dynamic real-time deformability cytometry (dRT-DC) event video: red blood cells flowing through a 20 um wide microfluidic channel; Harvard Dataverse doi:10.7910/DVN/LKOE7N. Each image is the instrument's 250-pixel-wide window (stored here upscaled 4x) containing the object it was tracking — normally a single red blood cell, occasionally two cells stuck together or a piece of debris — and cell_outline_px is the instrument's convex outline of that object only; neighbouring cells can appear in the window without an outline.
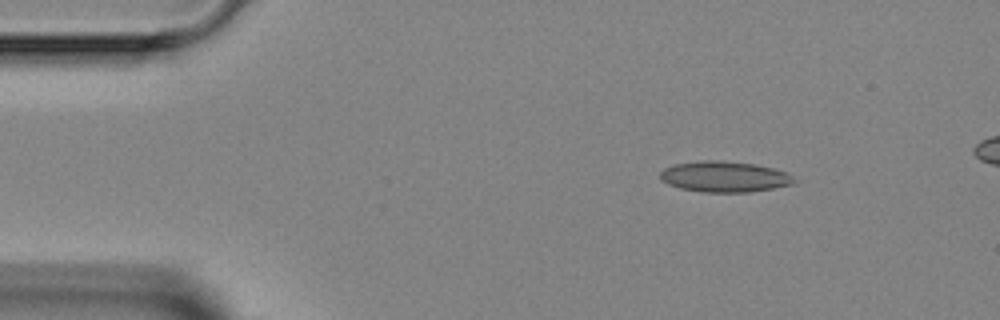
{"species": "Egyptian fruit bat (a non-hibernating species)", "species_latin": "Rousettus aegyptiacus", "temperature_condition": "room temperature", "stored_images_in_passage": 4, "camera_frame_rate_fps": 3000, "um_per_image_px": 0.085, "animal": {"sex": "female"}, "frame": {"image": 1, "passage_image": 1, "time_ms": 0.0, "image_size_px": [1000, 320], "cell_outline_px": [[796, 184], [748, 192], [704, 192], [680, 188], [668, 184], [660, 180], [660, 172], [664, 168], [672, 164], [704, 160], [720, 160], [756, 164], [788, 172], [796, 180]], "centroid_in_image_um": [61.58, 15.01], "position_along_channel_um": 23.4, "area_um2": 24.22}}